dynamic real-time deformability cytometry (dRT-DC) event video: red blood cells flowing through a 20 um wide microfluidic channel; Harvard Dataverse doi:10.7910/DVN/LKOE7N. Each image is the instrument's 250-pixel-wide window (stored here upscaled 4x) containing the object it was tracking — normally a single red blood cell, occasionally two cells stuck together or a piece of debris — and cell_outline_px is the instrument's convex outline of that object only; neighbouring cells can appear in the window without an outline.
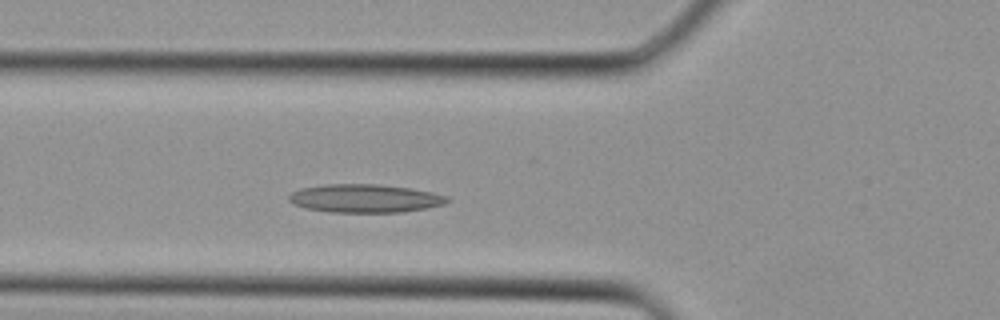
{"species": "Egyptian fruit bat (a non-hibernating species)", "species_latin": "Rousettus aegyptiacus", "temperature_condition": "cold", "stored_images_in_passage": 26, "camera_frame_rate_fps": 3000, "um_per_image_px": 0.085, "animal": {"sex": "female"}, "frame": {"image": 1, "passage_image": 4, "time_ms": 1.0, "image_size_px": [1000, 320], "cell_outline_px": [[452, 200], [448, 204], [428, 208], [400, 212], [332, 212], [304, 208], [292, 204], [288, 200], [288, 196], [292, 192], [300, 188], [324, 184], [376, 184], [408, 188], [432, 192], [448, 196]], "centroid_in_image_um": [31.04, 16.86], "position_along_channel_um": 94.8, "area_um2": 26.36}}
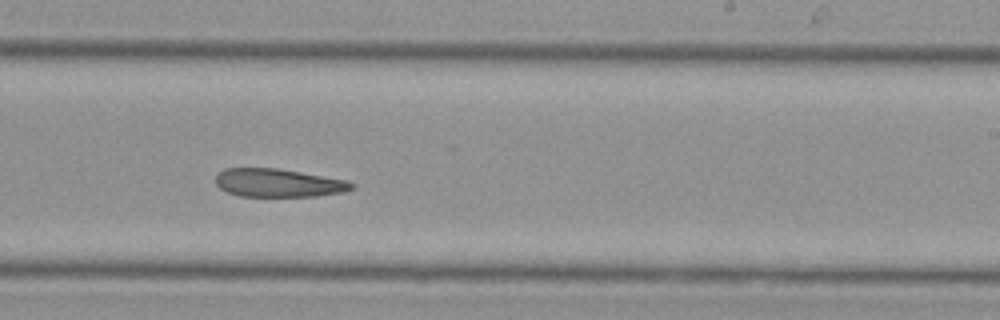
{"frame": {"image": 2, "passage_image": 13, "time_ms": 4.0, "image_size_px": [1000, 320], "cell_outline_px": [[356, 188], [344, 192], [316, 196], [240, 196], [228, 192], [220, 188], [216, 184], [216, 176], [224, 168], [276, 168], [348, 180], [356, 184]], "centroid_in_image_um": [23.71, 15.55], "position_along_channel_um": 265.3, "area_um2": 22.43}}
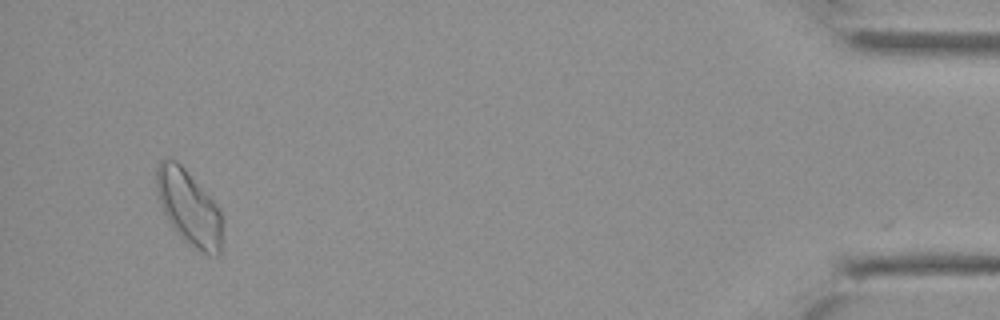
{"frame": {"image": 3, "passage_image": 25, "time_ms": 8.0, "image_size_px": [1000, 320], "cell_outline_px": [[220, 252], [216, 256], [204, 252], [196, 248], [184, 240], [176, 232], [168, 220], [160, 204], [156, 188], [156, 168], [160, 160], [176, 160], [184, 168], [216, 204], [220, 212]], "centroid_in_image_um": [16.01, 17.62], "position_along_channel_um": 419.2, "area_um2": 27.86}}